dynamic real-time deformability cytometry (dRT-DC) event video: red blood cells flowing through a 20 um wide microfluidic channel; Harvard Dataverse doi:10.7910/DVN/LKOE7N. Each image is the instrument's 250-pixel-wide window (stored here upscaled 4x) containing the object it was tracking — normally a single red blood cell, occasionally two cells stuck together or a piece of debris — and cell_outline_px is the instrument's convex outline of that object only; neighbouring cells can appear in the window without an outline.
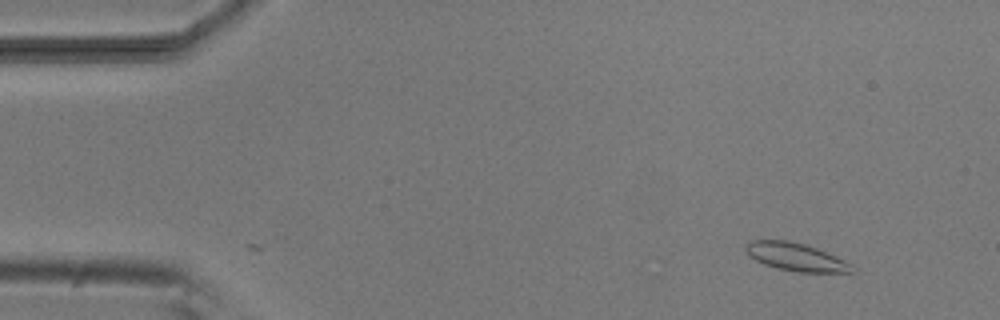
{"species": "common noctule bat (a hibernating species)", "species_latin": "Nyctalus noctula", "temperature_condition": "room temperature", "stored_images_in_passage": 49, "camera_frame_rate_fps": 3000, "um_per_image_px": 0.085, "animal": {"sex": "male", "body_mass_g": 20.5, "forearm_length_mm": 52.5}, "frame": {"image": 1, "passage_image": 1, "time_ms": 0.0, "image_size_px": [1000, 320], "cell_outline_px": [[856, 272], [796, 272], [776, 268], [764, 264], [748, 256], [744, 248], [748, 240], [788, 240], [804, 244], [816, 248], [836, 256], [852, 264], [856, 268]], "centroid_in_image_um": [67.63, 21.84], "position_along_channel_um": 17.4, "area_um2": 17.46}}
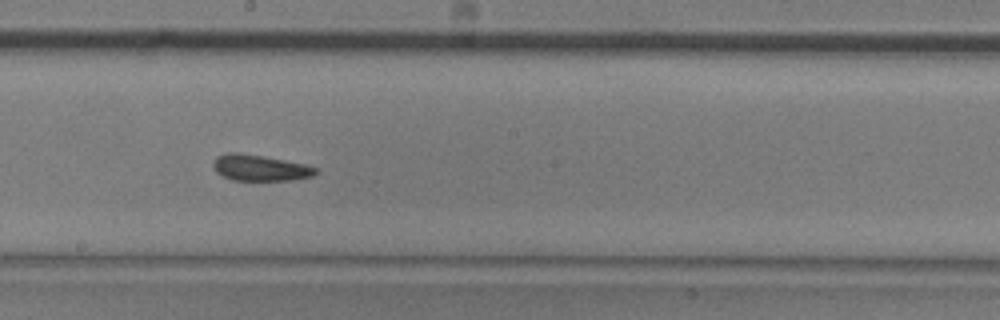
{"frame": {"image": 2, "passage_image": 25, "time_ms": 8.0, "image_size_px": [1000, 320], "cell_outline_px": [[320, 172], [312, 176], [292, 180], [232, 180], [216, 172], [212, 164], [216, 156], [228, 152], [236, 152], [264, 156], [304, 164], [320, 168]], "centroid_in_image_um": [22.12, 14.26], "position_along_channel_um": 226.1, "area_um2": 15.66}}
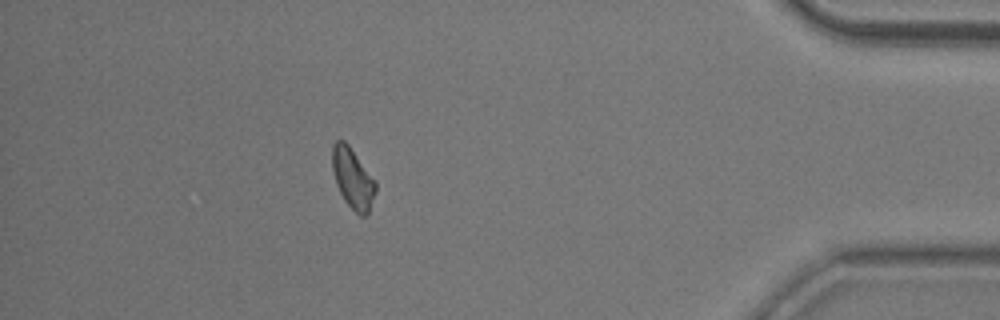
{"frame": {"image": 3, "passage_image": 43, "time_ms": 14.0, "image_size_px": [1000, 320], "cell_outline_px": [[376, 192], [368, 212], [364, 216], [360, 216], [344, 200], [336, 184], [332, 168], [332, 144], [336, 140], [344, 140], [348, 144], [376, 180]], "centroid_in_image_um": [29.98, 15.14], "position_along_channel_um": 405.2, "area_um2": 15.26}, "authors_computed_cell_mechanics": {"area_um2": 15.4326, "velocity_mm_per_s": 3.7927, "shape_relaxation_time_tau1_ms": 8.7252, "shape_relaxation_time_tau2_ms": 5.258, "deformation_change_tau1": 0.1032, "deformation_change_tau2": 0.0959}}